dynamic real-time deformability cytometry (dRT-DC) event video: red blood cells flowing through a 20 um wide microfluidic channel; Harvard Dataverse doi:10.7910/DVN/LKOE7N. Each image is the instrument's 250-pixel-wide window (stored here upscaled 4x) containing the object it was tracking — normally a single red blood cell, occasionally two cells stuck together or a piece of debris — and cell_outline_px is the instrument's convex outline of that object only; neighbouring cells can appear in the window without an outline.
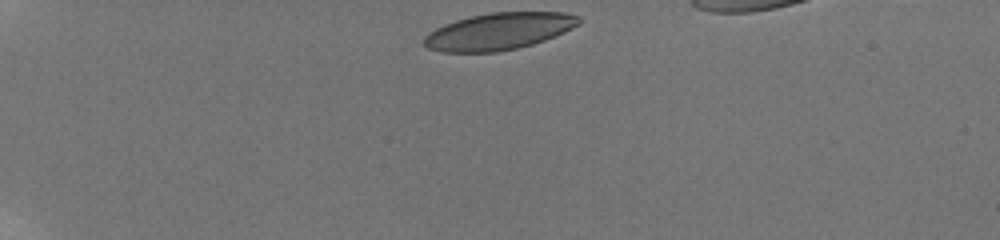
{"species": "human", "species_latin": "Homo sapiens", "temperature_condition": "room temperature", "stored_images_in_passage": 16, "camera_frame_rate_fps": 3000, "um_per_image_px": 0.085, "donor": {"sex": "male"}, "frame": {"image": 1, "passage_image": 1, "time_ms": 0.0, "image_size_px": [1000, 240], "cell_outline_px": [[580, 24], [564, 32], [544, 40], [532, 44], [516, 48], [496, 52], [440, 52], [428, 48], [424, 44], [424, 36], [428, 32], [444, 24], [456, 20], [472, 16], [492, 12], [564, 12], [580, 16]], "centroid_in_image_um": [42.39, 2.66], "position_along_channel_um": 42.6, "area_um2": 33.23}}
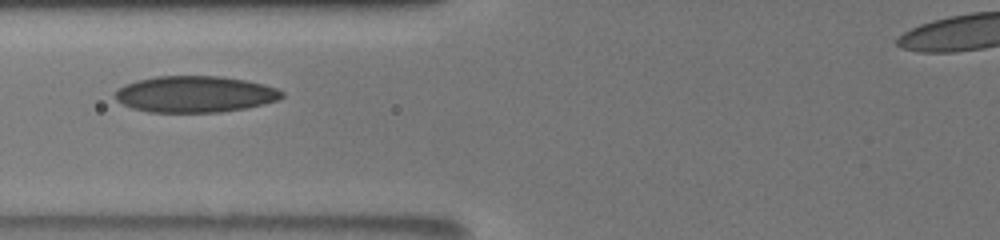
{"frame": {"image": 2, "passage_image": 15, "time_ms": 3.667, "image_size_px": [1000, 240], "cell_outline_px": [[284, 96], [280, 100], [248, 108], [220, 112], [148, 112], [132, 108], [116, 100], [116, 92], [124, 84], [136, 80], [156, 76], [220, 76], [248, 80], [264, 84], [276, 88], [284, 92]], "centroid_in_image_um": [16.62, 8.0], "position_along_channel_um": 109.2, "area_um2": 35.6}}